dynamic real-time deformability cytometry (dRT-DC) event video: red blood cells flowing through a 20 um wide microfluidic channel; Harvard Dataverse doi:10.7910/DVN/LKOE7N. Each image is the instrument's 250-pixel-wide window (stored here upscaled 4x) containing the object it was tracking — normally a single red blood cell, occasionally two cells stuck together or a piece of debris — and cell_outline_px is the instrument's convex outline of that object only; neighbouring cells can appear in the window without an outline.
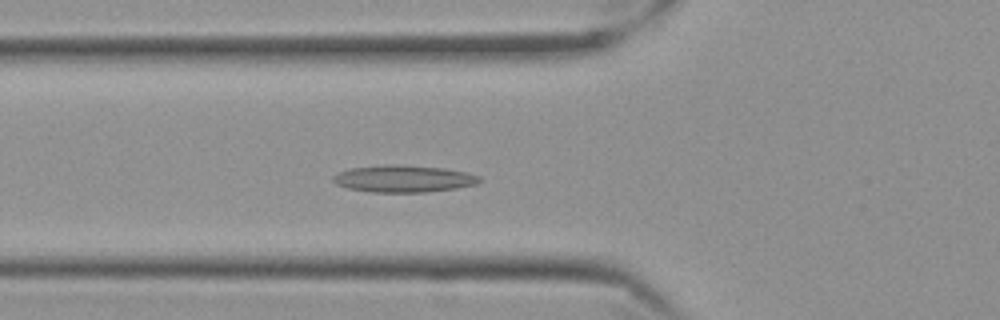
{"species": "Egyptian fruit bat (a non-hibernating species)", "species_latin": "Rousettus aegyptiacus", "temperature_condition": "cold", "stored_images_in_passage": 58, "camera_frame_rate_fps": 3000, "um_per_image_px": 0.085, "frame": {"image": 1, "passage_image": 21, "time_ms": 6.667, "image_size_px": [1000, 320], "cell_outline_px": [[484, 180], [476, 184], [456, 188], [424, 192], [372, 192], [348, 188], [336, 184], [332, 180], [332, 176], [340, 172], [352, 168], [388, 164], [444, 168], [464, 172], [480, 176]], "centroid_in_image_um": [34.31, 15.19], "position_along_channel_um": 91.5, "area_um2": 22.83}}
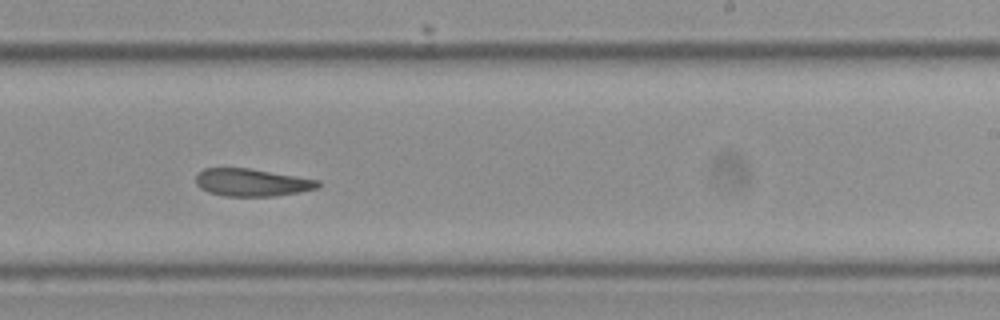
{"frame": {"image": 2, "passage_image": 36, "time_ms": 11.667, "image_size_px": [1000, 320], "cell_outline_px": [[320, 188], [300, 192], [276, 196], [224, 196], [208, 192], [200, 188], [196, 184], [196, 176], [204, 168], [248, 168], [320, 180]], "centroid_in_image_um": [21.43, 15.52], "position_along_channel_um": 267.6, "area_um2": 19.65}}
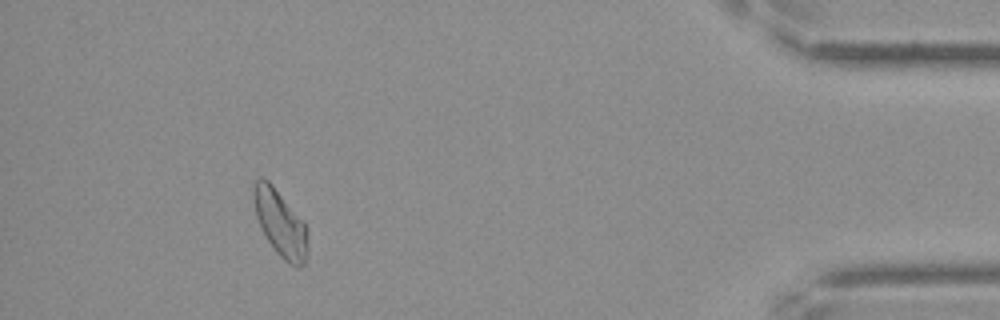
{"frame": {"image": 3, "passage_image": 53, "time_ms": 17.333, "image_size_px": [1000, 320], "cell_outline_px": [[308, 252], [304, 264], [300, 268], [296, 268], [288, 264], [276, 252], [260, 228], [256, 216], [252, 192], [252, 188], [256, 180], [260, 176], [268, 180], [272, 184], [304, 220], [308, 244]], "centroid_in_image_um": [23.83, 18.98], "position_along_channel_um": 411.4, "area_um2": 21.27}}